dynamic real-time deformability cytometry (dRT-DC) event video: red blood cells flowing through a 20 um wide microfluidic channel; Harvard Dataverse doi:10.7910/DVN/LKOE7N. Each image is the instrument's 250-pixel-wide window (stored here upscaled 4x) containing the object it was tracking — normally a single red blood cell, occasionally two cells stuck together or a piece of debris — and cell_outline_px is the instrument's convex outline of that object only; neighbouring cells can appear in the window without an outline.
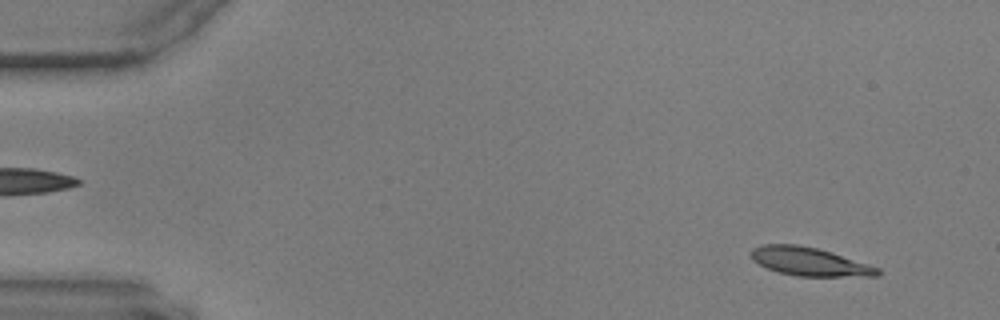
{"species": "common noctule bat (a hibernating species)", "species_latin": "Nyctalus noctula", "temperature_condition": "warm", "stored_images_in_passage": 57, "camera_frame_rate_fps": 3000, "um_per_image_px": 0.085, "animal": {"sex": "male", "body_mass_g": 17.9, "forearm_length_mm": 54.2}, "frame": {"image": 1, "passage_image": 4, "time_ms": 1.0, "image_size_px": [1000, 320], "cell_outline_px": [[880, 276], [796, 276], [780, 272], [768, 268], [752, 260], [752, 248], [764, 244], [796, 244], [816, 248], [832, 252], [880, 268]], "centroid_in_image_um": [68.83, 22.23], "position_along_channel_um": 16.2, "area_um2": 20.75}}
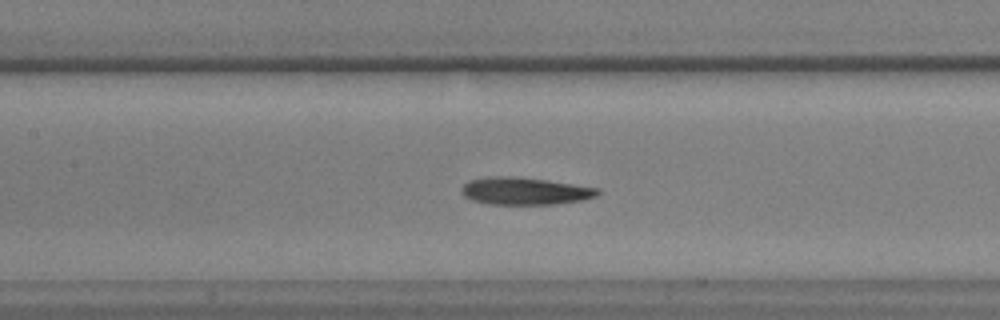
{"frame": {"image": 2, "passage_image": 26, "time_ms": 8.333, "image_size_px": [1000, 320], "cell_outline_px": [[600, 192], [596, 196], [580, 200], [556, 204], [488, 204], [472, 200], [464, 196], [460, 192], [460, 188], [468, 180], [488, 176], [516, 176], [548, 180], [600, 188]], "centroid_in_image_um": [44.57, 16.22], "position_along_channel_um": 162.8, "area_um2": 21.91}}
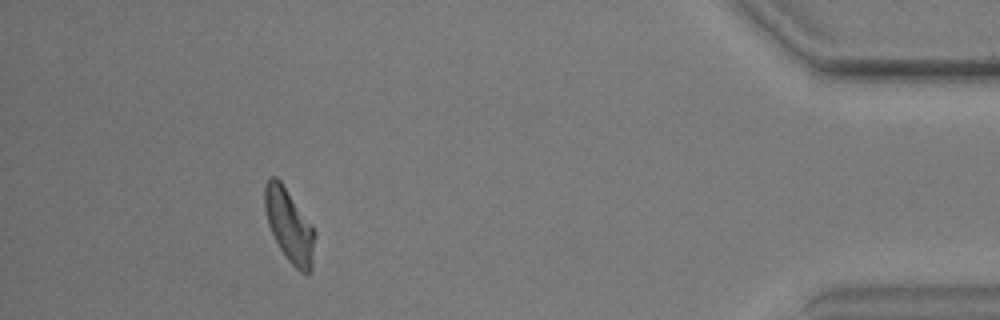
{"frame": {"image": 3, "passage_image": 52, "time_ms": 17.0, "image_size_px": [1000, 320], "cell_outline_px": [[316, 236], [312, 268], [308, 272], [300, 272], [288, 260], [280, 248], [268, 224], [264, 208], [264, 184], [268, 176], [276, 176], [280, 180], [312, 224], [316, 232]], "centroid_in_image_um": [24.59, 19.13], "position_along_channel_um": 410.6, "area_um2": 21.44}}